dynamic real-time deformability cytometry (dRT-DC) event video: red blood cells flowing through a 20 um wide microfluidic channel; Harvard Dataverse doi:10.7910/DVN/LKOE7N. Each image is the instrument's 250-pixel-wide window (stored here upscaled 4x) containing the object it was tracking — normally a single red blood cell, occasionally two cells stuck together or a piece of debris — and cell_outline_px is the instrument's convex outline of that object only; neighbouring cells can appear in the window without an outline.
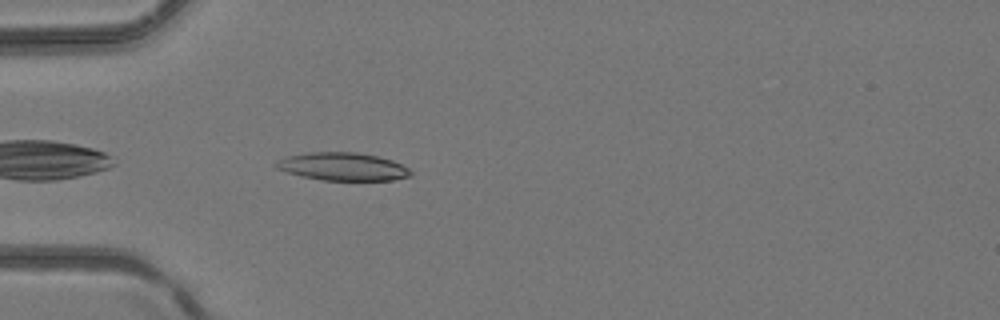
{"species": "common noctule bat (a hibernating species)", "species_latin": "Nyctalus noctula", "temperature_condition": "room temperature", "stored_images_in_passage": 32, "camera_frame_rate_fps": 3000, "um_per_image_px": 0.085, "animal": {"sex": "female", "body_mass_g": 24.6, "forearm_length_mm": 56.2}, "frame": {"image": 1, "passage_image": 3, "time_ms": 0.667, "image_size_px": [1000, 320], "cell_outline_px": [[412, 176], [392, 180], [320, 180], [300, 176], [276, 168], [272, 164], [288, 156], [308, 152], [356, 152], [376, 156], [392, 160], [408, 168], [412, 172]], "centroid_in_image_um": [29.13, 14.16], "position_along_channel_um": 55.9, "area_um2": 21.85}}
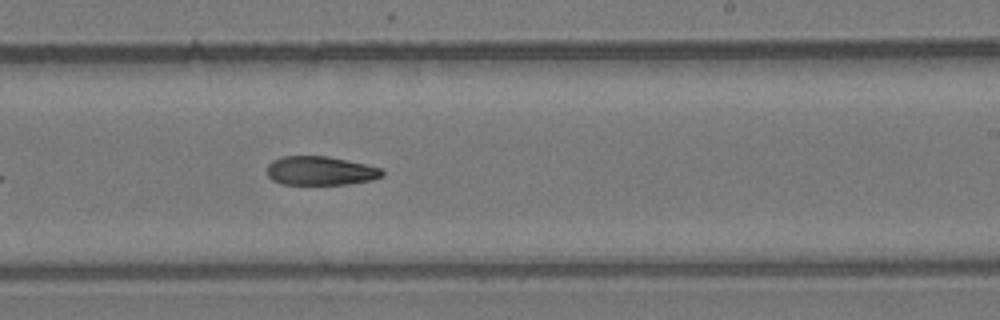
{"frame": {"image": 2, "passage_image": 16, "time_ms": 5.0, "image_size_px": [1000, 320], "cell_outline_px": [[384, 176], [372, 180], [348, 184], [280, 184], [272, 180], [268, 176], [268, 164], [272, 160], [280, 156], [328, 156], [364, 164], [380, 168], [384, 172]], "centroid_in_image_um": [27.22, 14.52], "position_along_channel_um": 261.8, "area_um2": 19.42}}
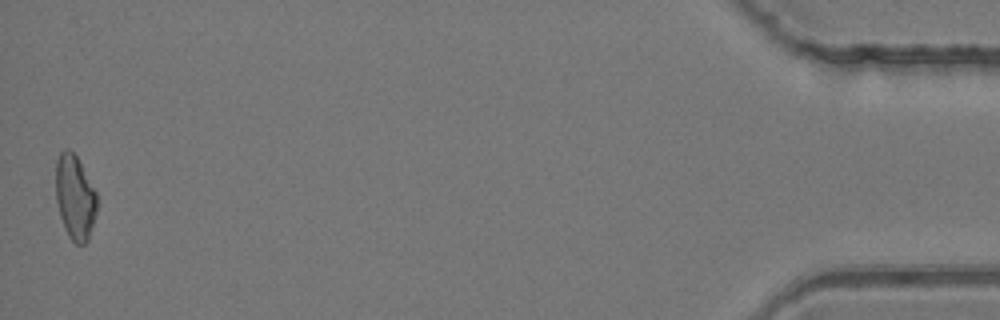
{"frame": {"image": 3, "passage_image": 32, "time_ms": 10.333, "image_size_px": [1000, 320], "cell_outline_px": [[96, 212], [88, 240], [84, 244], [76, 244], [68, 236], [64, 228], [60, 216], [56, 200], [56, 160], [60, 152], [64, 148], [68, 148], [76, 156], [96, 192]], "centroid_in_image_um": [6.35, 16.77], "position_along_channel_um": 428.9, "area_um2": 20.11}}